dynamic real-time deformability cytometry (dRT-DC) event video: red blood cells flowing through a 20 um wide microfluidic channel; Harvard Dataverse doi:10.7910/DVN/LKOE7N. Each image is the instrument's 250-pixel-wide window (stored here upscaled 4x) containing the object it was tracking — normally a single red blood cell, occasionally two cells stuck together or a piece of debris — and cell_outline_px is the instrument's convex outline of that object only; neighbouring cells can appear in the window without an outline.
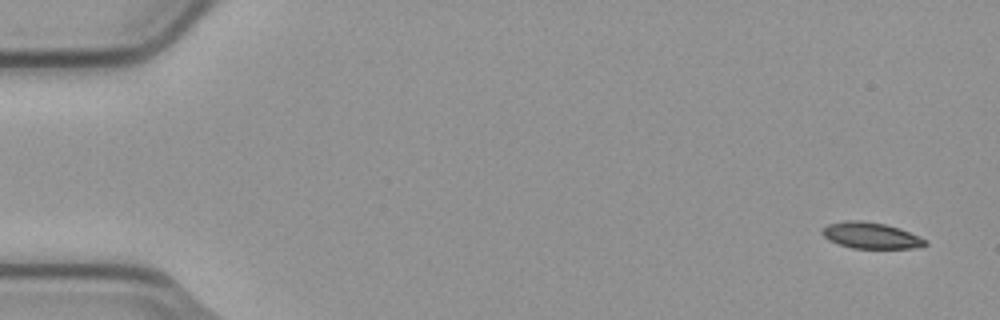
{"species": "common noctule bat (a hibernating species)", "species_latin": "Nyctalus noctula", "temperature_condition": "cold", "stored_images_in_passage": 6, "camera_frame_rate_fps": 3000, "um_per_image_px": 0.085, "animal": {"sex": "male", "body_mass_g": 23.1, "forearm_length_mm": 52.7}, "frame": {"image": 1, "passage_image": 1, "time_ms": 0.0, "image_size_px": [1000, 320], "cell_outline_px": [[928, 244], [916, 248], [852, 248], [828, 240], [820, 232], [828, 224], [844, 220], [860, 220], [884, 224], [900, 228], [928, 240]], "centroid_in_image_um": [74.03, 20.01], "position_along_channel_um": 11.0, "area_um2": 15.72}}
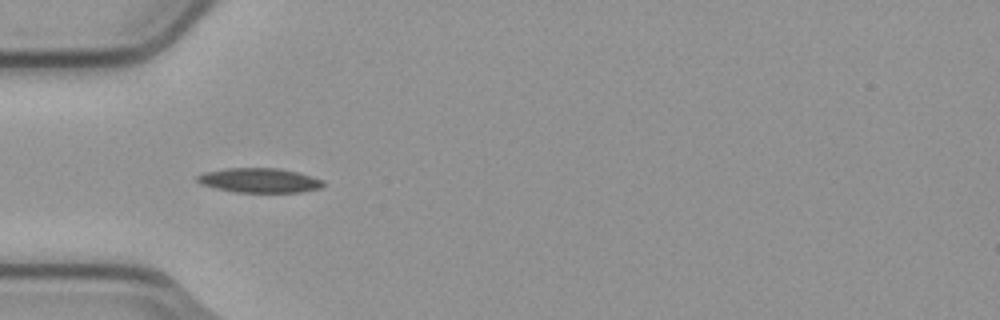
{"frame": {"image": 2, "passage_image": 5, "time_ms": 1.333, "image_size_px": [1000, 320], "cell_outline_px": [[324, 184], [320, 188], [300, 192], [236, 192], [216, 188], [200, 184], [196, 180], [196, 176], [204, 172], [224, 168], [280, 168], [312, 176], [324, 180]], "centroid_in_image_um": [22.03, 15.32], "position_along_channel_um": 63.0, "area_um2": 18.03}}
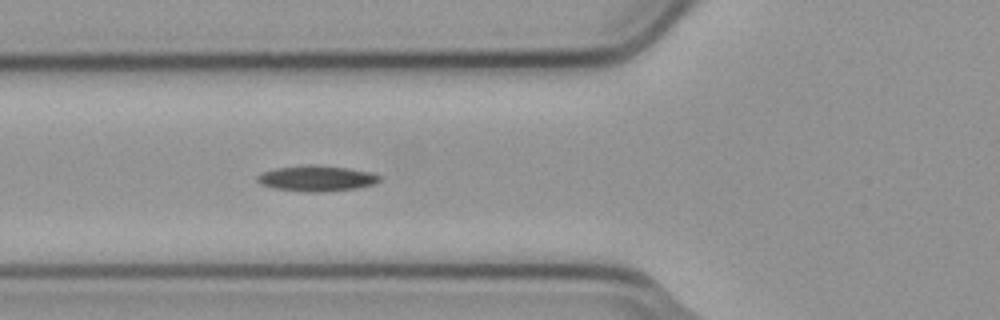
{"frame": {"image": 3, "passage_image": 6, "time_ms": 1.667, "image_size_px": [1000, 320], "cell_outline_px": [[380, 180], [376, 184], [356, 188], [324, 192], [304, 192], [272, 188], [260, 184], [256, 180], [256, 176], [264, 172], [276, 168], [308, 164], [316, 164], [348, 168], [372, 172], [380, 176]], "centroid_in_image_um": [26.91, 15.16], "position_along_channel_um": 98.9, "area_um2": 18.55}}